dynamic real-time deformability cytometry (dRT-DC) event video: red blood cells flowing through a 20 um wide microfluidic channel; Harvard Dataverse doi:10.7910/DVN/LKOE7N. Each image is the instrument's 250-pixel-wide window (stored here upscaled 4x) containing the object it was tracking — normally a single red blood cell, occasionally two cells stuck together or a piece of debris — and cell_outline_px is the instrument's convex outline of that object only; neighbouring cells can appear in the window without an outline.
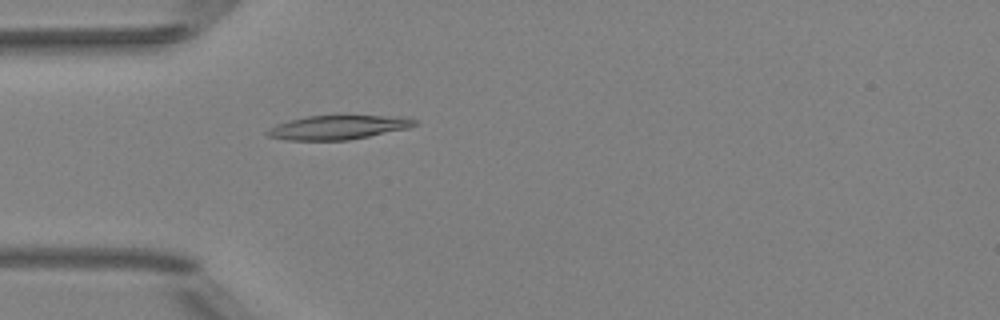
{"species": "Egyptian fruit bat (a non-hibernating species)", "species_latin": "Rousettus aegyptiacus", "temperature_condition": "room temperature", "stored_images_in_passage": 51, "camera_frame_rate_fps": 3000, "um_per_image_px": 0.085, "animal": {"sex": "female"}, "frame": {"image": 1, "passage_image": 15, "time_ms": 4.667, "image_size_px": [1000, 320], "cell_outline_px": [[416, 124], [408, 128], [348, 140], [288, 140], [268, 136], [264, 132], [268, 128], [276, 124], [288, 120], [308, 116], [400, 116], [416, 120]], "centroid_in_image_um": [28.67, 10.82], "position_along_channel_um": 56.3, "area_um2": 20.46}}
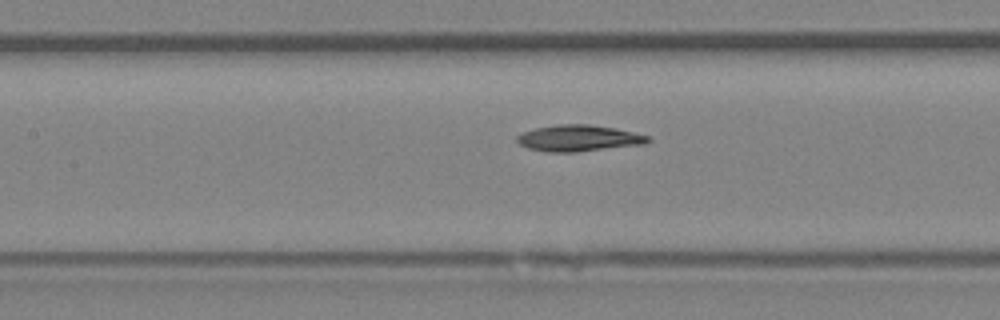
{"frame": {"image": 2, "passage_image": 23, "time_ms": 7.333, "image_size_px": [1000, 320], "cell_outline_px": [[652, 140], [648, 144], [576, 152], [548, 152], [528, 148], [520, 144], [516, 140], [516, 136], [524, 132], [536, 128], [556, 124], [588, 124], [616, 128], [652, 136]], "centroid_in_image_um": [49.26, 11.74], "position_along_channel_um": 158.1, "area_um2": 20.35}}
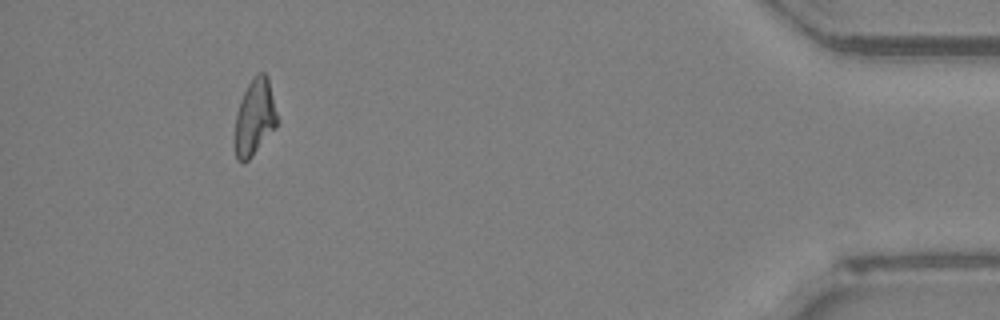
{"frame": {"image": 3, "passage_image": 47, "time_ms": 15.333, "image_size_px": [1000, 320], "cell_outline_px": [[276, 128], [252, 156], [244, 164], [236, 160], [232, 144], [236, 112], [240, 100], [252, 76], [260, 72], [264, 72], [268, 76], [276, 112]], "centroid_in_image_um": [21.58, 10.03], "position_along_channel_um": 413.6, "area_um2": 19.31}, "authors_computed_cell_mechanics": {"area_um2": 19.941, "velocity_mm_per_s": 4.0167, "shape_relaxation_time_tau1_ms": 5.1994, "shape_relaxation_time_tau2_ms": null, "deformation_change_tau1": 0.1501, "deformation_change_tau2": null}}